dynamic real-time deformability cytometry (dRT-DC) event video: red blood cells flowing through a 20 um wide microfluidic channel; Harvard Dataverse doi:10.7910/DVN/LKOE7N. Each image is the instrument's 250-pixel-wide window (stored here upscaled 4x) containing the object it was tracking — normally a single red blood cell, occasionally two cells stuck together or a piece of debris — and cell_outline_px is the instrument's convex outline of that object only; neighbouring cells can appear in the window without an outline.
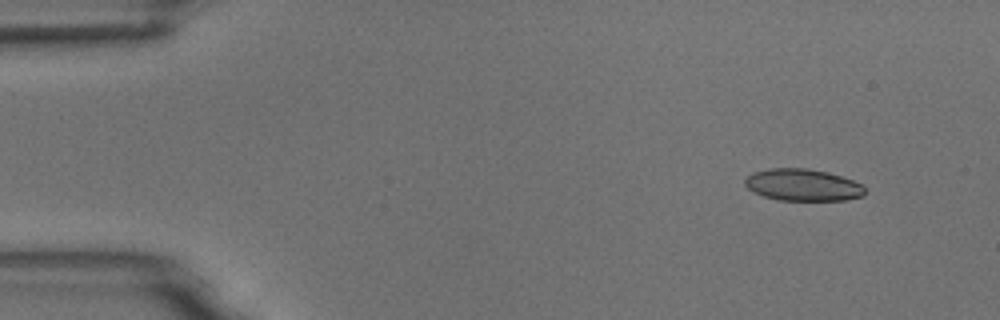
{"species": "common noctule bat (a hibernating species)", "species_latin": "Nyctalus noctula", "temperature_condition": "room temperature", "stored_images_in_passage": 5, "camera_frame_rate_fps": 3000, "um_per_image_px": 0.085, "animal": {"sex": "male", "body_mass_g": 18.8}, "frame": {"image": 1, "passage_image": 2, "time_ms": 1.0, "image_size_px": [1000, 320], "cell_outline_px": [[864, 196], [844, 200], [780, 200], [764, 196], [752, 192], [744, 184], [744, 180], [752, 172], [768, 168], [804, 168], [828, 172], [852, 180], [860, 184], [864, 188]], "centroid_in_image_um": [68.2, 15.72], "position_along_channel_um": 16.8, "area_um2": 22.25}}
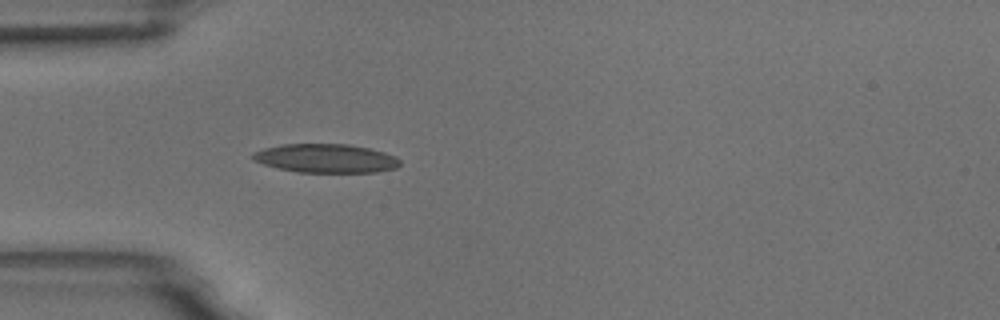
{"frame": {"image": 2, "passage_image": 5, "time_ms": 4.667, "image_size_px": [1000, 320], "cell_outline_px": [[400, 164], [396, 168], [376, 172], [296, 172], [264, 164], [256, 160], [252, 156], [252, 152], [264, 148], [284, 144], [348, 144], [368, 148], [384, 152], [396, 156], [400, 160]], "centroid_in_image_um": [27.73, 13.45], "position_along_channel_um": 57.3, "area_um2": 24.51}}